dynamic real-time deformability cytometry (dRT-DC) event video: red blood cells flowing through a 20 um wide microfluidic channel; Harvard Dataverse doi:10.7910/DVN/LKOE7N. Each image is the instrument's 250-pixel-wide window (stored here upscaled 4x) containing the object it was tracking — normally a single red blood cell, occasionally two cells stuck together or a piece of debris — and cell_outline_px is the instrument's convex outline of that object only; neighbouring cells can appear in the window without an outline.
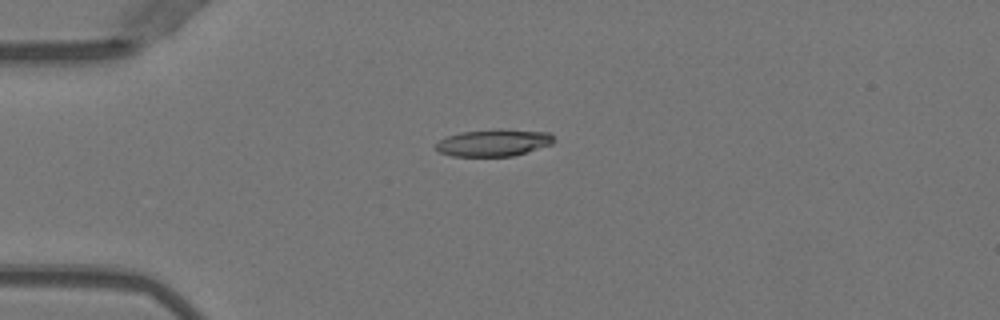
{"species": "Egyptian fruit bat (a non-hibernating species)", "species_latin": "Rousettus aegyptiacus", "temperature_condition": "warm", "stored_images_in_passage": 52, "camera_frame_rate_fps": 3000, "um_per_image_px": 0.085, "animal": {"sex": "female"}, "frame": {"image": 1, "passage_image": 14, "time_ms": 4.333, "image_size_px": [1000, 320], "cell_outline_px": [[556, 140], [552, 144], [512, 156], [452, 156], [440, 152], [436, 148], [436, 144], [440, 140], [448, 136], [460, 132], [496, 128], [500, 128], [548, 132]], "centroid_in_image_um": [41.97, 12.11], "position_along_channel_um": 43.0, "area_um2": 18.61}}
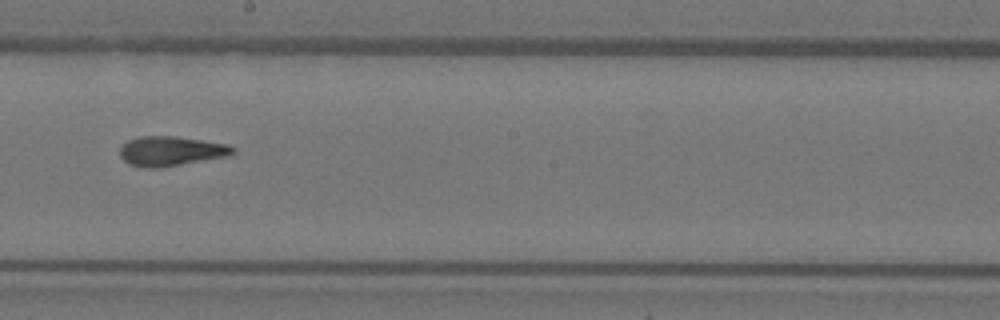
{"frame": {"image": 2, "passage_image": 30, "time_ms": 9.667, "image_size_px": [1000, 320], "cell_outline_px": [[236, 152], [224, 156], [160, 168], [144, 168], [128, 164], [120, 156], [120, 148], [128, 140], [140, 136], [176, 136], [228, 144], [236, 148]], "centroid_in_image_um": [14.5, 12.84], "position_along_channel_um": 233.7, "area_um2": 19.42}}
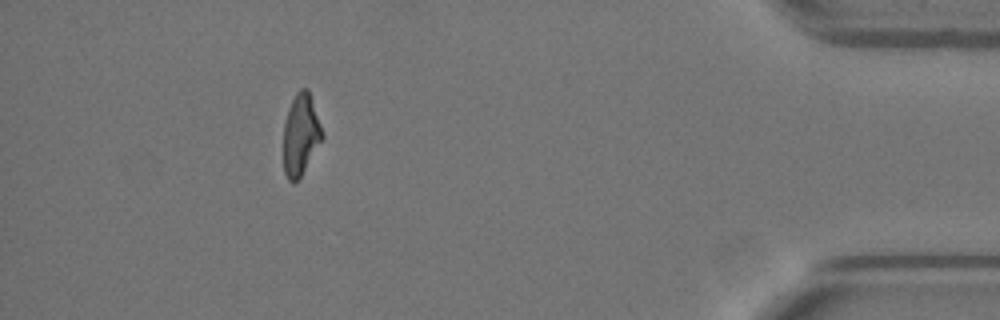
{"frame": {"image": 3, "passage_image": 47, "time_ms": 15.333, "image_size_px": [1000, 320], "cell_outline_px": [[324, 136], [300, 176], [292, 184], [288, 180], [284, 172], [284, 120], [288, 108], [296, 92], [300, 88], [308, 88], [324, 132]], "centroid_in_image_um": [25.56, 11.4], "position_along_channel_um": 409.6, "area_um2": 18.32}, "authors_computed_cell_mechanics": {"area_um2": 18.9295, "velocity_mm_per_s": 4.0444, "shape_relaxation_time_tau1_ms": 9.6141, "shape_relaxation_time_tau2_ms": 2.2063, "deformation_change_tau1": 0.2949, "deformation_change_tau2": 0.0919}}